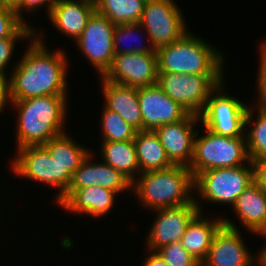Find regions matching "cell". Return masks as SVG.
Listing matches in <instances>:
<instances>
[{
  "label": "cell",
  "instance_id": "obj_10",
  "mask_svg": "<svg viewBox=\"0 0 266 266\" xmlns=\"http://www.w3.org/2000/svg\"><path fill=\"white\" fill-rule=\"evenodd\" d=\"M139 23L155 49L172 44L188 32L183 14L174 0H146Z\"/></svg>",
  "mask_w": 266,
  "mask_h": 266
},
{
  "label": "cell",
  "instance_id": "obj_29",
  "mask_svg": "<svg viewBox=\"0 0 266 266\" xmlns=\"http://www.w3.org/2000/svg\"><path fill=\"white\" fill-rule=\"evenodd\" d=\"M35 27L24 24L11 6L0 5V39L25 38L31 39L36 32Z\"/></svg>",
  "mask_w": 266,
  "mask_h": 266
},
{
  "label": "cell",
  "instance_id": "obj_30",
  "mask_svg": "<svg viewBox=\"0 0 266 266\" xmlns=\"http://www.w3.org/2000/svg\"><path fill=\"white\" fill-rule=\"evenodd\" d=\"M93 154L90 152L72 175L71 184L66 193L55 202L59 206L77 189L91 186H99L98 162L93 163Z\"/></svg>",
  "mask_w": 266,
  "mask_h": 266
},
{
  "label": "cell",
  "instance_id": "obj_17",
  "mask_svg": "<svg viewBox=\"0 0 266 266\" xmlns=\"http://www.w3.org/2000/svg\"><path fill=\"white\" fill-rule=\"evenodd\" d=\"M104 107L118 113L137 131L142 130V113L139 106L138 88L105 80L100 76Z\"/></svg>",
  "mask_w": 266,
  "mask_h": 266
},
{
  "label": "cell",
  "instance_id": "obj_34",
  "mask_svg": "<svg viewBox=\"0 0 266 266\" xmlns=\"http://www.w3.org/2000/svg\"><path fill=\"white\" fill-rule=\"evenodd\" d=\"M260 65L257 75V93L259 95L256 107L266 110V50L260 45Z\"/></svg>",
  "mask_w": 266,
  "mask_h": 266
},
{
  "label": "cell",
  "instance_id": "obj_22",
  "mask_svg": "<svg viewBox=\"0 0 266 266\" xmlns=\"http://www.w3.org/2000/svg\"><path fill=\"white\" fill-rule=\"evenodd\" d=\"M140 173L167 169L174 164L169 160L155 131H137L134 138Z\"/></svg>",
  "mask_w": 266,
  "mask_h": 266
},
{
  "label": "cell",
  "instance_id": "obj_3",
  "mask_svg": "<svg viewBox=\"0 0 266 266\" xmlns=\"http://www.w3.org/2000/svg\"><path fill=\"white\" fill-rule=\"evenodd\" d=\"M193 191L194 178L190 169L183 165L140 173L133 185L138 201L149 210L190 203L194 199Z\"/></svg>",
  "mask_w": 266,
  "mask_h": 266
},
{
  "label": "cell",
  "instance_id": "obj_39",
  "mask_svg": "<svg viewBox=\"0 0 266 266\" xmlns=\"http://www.w3.org/2000/svg\"><path fill=\"white\" fill-rule=\"evenodd\" d=\"M259 252V253H258ZM257 252V266H266V244Z\"/></svg>",
  "mask_w": 266,
  "mask_h": 266
},
{
  "label": "cell",
  "instance_id": "obj_1",
  "mask_svg": "<svg viewBox=\"0 0 266 266\" xmlns=\"http://www.w3.org/2000/svg\"><path fill=\"white\" fill-rule=\"evenodd\" d=\"M38 32L30 39L27 50L8 77L9 101L67 96V55L63 49L53 52L48 49Z\"/></svg>",
  "mask_w": 266,
  "mask_h": 266
},
{
  "label": "cell",
  "instance_id": "obj_7",
  "mask_svg": "<svg viewBox=\"0 0 266 266\" xmlns=\"http://www.w3.org/2000/svg\"><path fill=\"white\" fill-rule=\"evenodd\" d=\"M17 151L10 165L13 174L58 188L57 202L68 190L72 175L53 160L42 145L26 146Z\"/></svg>",
  "mask_w": 266,
  "mask_h": 266
},
{
  "label": "cell",
  "instance_id": "obj_25",
  "mask_svg": "<svg viewBox=\"0 0 266 266\" xmlns=\"http://www.w3.org/2000/svg\"><path fill=\"white\" fill-rule=\"evenodd\" d=\"M146 0H99L96 12L114 25L139 23Z\"/></svg>",
  "mask_w": 266,
  "mask_h": 266
},
{
  "label": "cell",
  "instance_id": "obj_19",
  "mask_svg": "<svg viewBox=\"0 0 266 266\" xmlns=\"http://www.w3.org/2000/svg\"><path fill=\"white\" fill-rule=\"evenodd\" d=\"M232 207L247 231L258 236L266 232V195L255 182L236 198Z\"/></svg>",
  "mask_w": 266,
  "mask_h": 266
},
{
  "label": "cell",
  "instance_id": "obj_4",
  "mask_svg": "<svg viewBox=\"0 0 266 266\" xmlns=\"http://www.w3.org/2000/svg\"><path fill=\"white\" fill-rule=\"evenodd\" d=\"M156 55L158 73L224 75L221 52L189 31L172 44L156 49Z\"/></svg>",
  "mask_w": 266,
  "mask_h": 266
},
{
  "label": "cell",
  "instance_id": "obj_24",
  "mask_svg": "<svg viewBox=\"0 0 266 266\" xmlns=\"http://www.w3.org/2000/svg\"><path fill=\"white\" fill-rule=\"evenodd\" d=\"M66 132L50 139L42 146L49 152L53 160L71 175L79 168L82 161L90 153L85 146L79 145Z\"/></svg>",
  "mask_w": 266,
  "mask_h": 266
},
{
  "label": "cell",
  "instance_id": "obj_42",
  "mask_svg": "<svg viewBox=\"0 0 266 266\" xmlns=\"http://www.w3.org/2000/svg\"><path fill=\"white\" fill-rule=\"evenodd\" d=\"M261 46L266 50V42L264 41V43L261 44Z\"/></svg>",
  "mask_w": 266,
  "mask_h": 266
},
{
  "label": "cell",
  "instance_id": "obj_40",
  "mask_svg": "<svg viewBox=\"0 0 266 266\" xmlns=\"http://www.w3.org/2000/svg\"><path fill=\"white\" fill-rule=\"evenodd\" d=\"M75 1H77V0H75ZM78 1L79 2H84L86 4H89V5H92V6L95 7L99 0H78Z\"/></svg>",
  "mask_w": 266,
  "mask_h": 266
},
{
  "label": "cell",
  "instance_id": "obj_31",
  "mask_svg": "<svg viewBox=\"0 0 266 266\" xmlns=\"http://www.w3.org/2000/svg\"><path fill=\"white\" fill-rule=\"evenodd\" d=\"M98 183L99 187L113 190L118 194L129 189L133 191L134 185V181L130 177L103 161L98 163Z\"/></svg>",
  "mask_w": 266,
  "mask_h": 266
},
{
  "label": "cell",
  "instance_id": "obj_41",
  "mask_svg": "<svg viewBox=\"0 0 266 266\" xmlns=\"http://www.w3.org/2000/svg\"><path fill=\"white\" fill-rule=\"evenodd\" d=\"M19 0H3V5L13 7Z\"/></svg>",
  "mask_w": 266,
  "mask_h": 266
},
{
  "label": "cell",
  "instance_id": "obj_5",
  "mask_svg": "<svg viewBox=\"0 0 266 266\" xmlns=\"http://www.w3.org/2000/svg\"><path fill=\"white\" fill-rule=\"evenodd\" d=\"M204 130L201 136L197 131L194 139V155L188 167L193 178L207 170L237 167L250 162L246 137H225L205 127Z\"/></svg>",
  "mask_w": 266,
  "mask_h": 266
},
{
  "label": "cell",
  "instance_id": "obj_16",
  "mask_svg": "<svg viewBox=\"0 0 266 266\" xmlns=\"http://www.w3.org/2000/svg\"><path fill=\"white\" fill-rule=\"evenodd\" d=\"M200 123L198 115L189 114L180 121L163 124L157 133L169 160L174 165L189 167L194 155V139L197 131L193 128Z\"/></svg>",
  "mask_w": 266,
  "mask_h": 266
},
{
  "label": "cell",
  "instance_id": "obj_28",
  "mask_svg": "<svg viewBox=\"0 0 266 266\" xmlns=\"http://www.w3.org/2000/svg\"><path fill=\"white\" fill-rule=\"evenodd\" d=\"M145 33L144 27L140 23H129V24H121L116 25L114 29V50L115 54H128V53H156L155 47L152 45V43L149 41L148 45L140 44V45H127L123 48L121 45H123V41H129L128 39L133 38V36L138 39V33ZM137 33V34H136ZM137 35V36H135ZM126 41V42H127ZM133 41V40H132ZM123 42V43H121ZM125 44V43H124ZM145 45V46H144Z\"/></svg>",
  "mask_w": 266,
  "mask_h": 266
},
{
  "label": "cell",
  "instance_id": "obj_6",
  "mask_svg": "<svg viewBox=\"0 0 266 266\" xmlns=\"http://www.w3.org/2000/svg\"><path fill=\"white\" fill-rule=\"evenodd\" d=\"M254 182V168L246 165L217 168L199 173L194 178V189L199 198L212 203L233 205L236 198Z\"/></svg>",
  "mask_w": 266,
  "mask_h": 266
},
{
  "label": "cell",
  "instance_id": "obj_38",
  "mask_svg": "<svg viewBox=\"0 0 266 266\" xmlns=\"http://www.w3.org/2000/svg\"><path fill=\"white\" fill-rule=\"evenodd\" d=\"M149 256L147 255L142 266H169L158 254L157 252L149 251Z\"/></svg>",
  "mask_w": 266,
  "mask_h": 266
},
{
  "label": "cell",
  "instance_id": "obj_23",
  "mask_svg": "<svg viewBox=\"0 0 266 266\" xmlns=\"http://www.w3.org/2000/svg\"><path fill=\"white\" fill-rule=\"evenodd\" d=\"M102 161L115 170L126 174L133 181L140 175L136 148L133 140L130 141H101ZM138 173V174H137Z\"/></svg>",
  "mask_w": 266,
  "mask_h": 266
},
{
  "label": "cell",
  "instance_id": "obj_13",
  "mask_svg": "<svg viewBox=\"0 0 266 266\" xmlns=\"http://www.w3.org/2000/svg\"><path fill=\"white\" fill-rule=\"evenodd\" d=\"M222 220L223 225L216 232L201 266H253L257 263V255L246 247L234 222L223 217Z\"/></svg>",
  "mask_w": 266,
  "mask_h": 266
},
{
  "label": "cell",
  "instance_id": "obj_8",
  "mask_svg": "<svg viewBox=\"0 0 266 266\" xmlns=\"http://www.w3.org/2000/svg\"><path fill=\"white\" fill-rule=\"evenodd\" d=\"M223 78V75L158 73L156 85L189 114L199 116L210 93L224 82Z\"/></svg>",
  "mask_w": 266,
  "mask_h": 266
},
{
  "label": "cell",
  "instance_id": "obj_32",
  "mask_svg": "<svg viewBox=\"0 0 266 266\" xmlns=\"http://www.w3.org/2000/svg\"><path fill=\"white\" fill-rule=\"evenodd\" d=\"M156 252L169 266H201V263L184 249L180 241L163 246Z\"/></svg>",
  "mask_w": 266,
  "mask_h": 266
},
{
  "label": "cell",
  "instance_id": "obj_35",
  "mask_svg": "<svg viewBox=\"0 0 266 266\" xmlns=\"http://www.w3.org/2000/svg\"><path fill=\"white\" fill-rule=\"evenodd\" d=\"M24 38H2L0 39V74L7 77L6 67L11 61L15 43Z\"/></svg>",
  "mask_w": 266,
  "mask_h": 266
},
{
  "label": "cell",
  "instance_id": "obj_26",
  "mask_svg": "<svg viewBox=\"0 0 266 266\" xmlns=\"http://www.w3.org/2000/svg\"><path fill=\"white\" fill-rule=\"evenodd\" d=\"M256 110H258L255 116L257 120H255L253 115ZM256 110L253 106L252 109L249 107L245 119V128L248 129L250 124L252 126L245 132L247 150L251 162L266 159V110L259 107Z\"/></svg>",
  "mask_w": 266,
  "mask_h": 266
},
{
  "label": "cell",
  "instance_id": "obj_9",
  "mask_svg": "<svg viewBox=\"0 0 266 266\" xmlns=\"http://www.w3.org/2000/svg\"><path fill=\"white\" fill-rule=\"evenodd\" d=\"M224 84L218 85L210 93L206 106L199 115L200 123L206 129L221 136H245L247 130L245 119L249 107L239 99L226 94L223 91Z\"/></svg>",
  "mask_w": 266,
  "mask_h": 266
},
{
  "label": "cell",
  "instance_id": "obj_27",
  "mask_svg": "<svg viewBox=\"0 0 266 266\" xmlns=\"http://www.w3.org/2000/svg\"><path fill=\"white\" fill-rule=\"evenodd\" d=\"M101 130L103 141L134 140L137 130L129 125L118 113L102 107Z\"/></svg>",
  "mask_w": 266,
  "mask_h": 266
},
{
  "label": "cell",
  "instance_id": "obj_20",
  "mask_svg": "<svg viewBox=\"0 0 266 266\" xmlns=\"http://www.w3.org/2000/svg\"><path fill=\"white\" fill-rule=\"evenodd\" d=\"M95 7L75 0H57L49 15L56 29L76 41L84 31Z\"/></svg>",
  "mask_w": 266,
  "mask_h": 266
},
{
  "label": "cell",
  "instance_id": "obj_12",
  "mask_svg": "<svg viewBox=\"0 0 266 266\" xmlns=\"http://www.w3.org/2000/svg\"><path fill=\"white\" fill-rule=\"evenodd\" d=\"M200 201L194 198L190 203L172 208L153 210L157 212L156 219L151 225L146 237V251L156 252L163 246L181 241L182 235L191 220L202 212Z\"/></svg>",
  "mask_w": 266,
  "mask_h": 266
},
{
  "label": "cell",
  "instance_id": "obj_18",
  "mask_svg": "<svg viewBox=\"0 0 266 266\" xmlns=\"http://www.w3.org/2000/svg\"><path fill=\"white\" fill-rule=\"evenodd\" d=\"M117 192L97 186L75 190L61 205L70 213L85 214L91 217H103L114 207Z\"/></svg>",
  "mask_w": 266,
  "mask_h": 266
},
{
  "label": "cell",
  "instance_id": "obj_43",
  "mask_svg": "<svg viewBox=\"0 0 266 266\" xmlns=\"http://www.w3.org/2000/svg\"><path fill=\"white\" fill-rule=\"evenodd\" d=\"M259 236H264L266 238V232L264 234L259 235Z\"/></svg>",
  "mask_w": 266,
  "mask_h": 266
},
{
  "label": "cell",
  "instance_id": "obj_36",
  "mask_svg": "<svg viewBox=\"0 0 266 266\" xmlns=\"http://www.w3.org/2000/svg\"><path fill=\"white\" fill-rule=\"evenodd\" d=\"M252 163L254 168V182L266 195V159H262L260 161H255Z\"/></svg>",
  "mask_w": 266,
  "mask_h": 266
},
{
  "label": "cell",
  "instance_id": "obj_15",
  "mask_svg": "<svg viewBox=\"0 0 266 266\" xmlns=\"http://www.w3.org/2000/svg\"><path fill=\"white\" fill-rule=\"evenodd\" d=\"M138 99L142 113V130L155 131L163 124L180 121L189 115L186 109L157 85L138 88Z\"/></svg>",
  "mask_w": 266,
  "mask_h": 266
},
{
  "label": "cell",
  "instance_id": "obj_21",
  "mask_svg": "<svg viewBox=\"0 0 266 266\" xmlns=\"http://www.w3.org/2000/svg\"><path fill=\"white\" fill-rule=\"evenodd\" d=\"M202 214L199 212L191 220L180 241L184 249L200 263L205 260L216 232L223 225L222 218L209 220Z\"/></svg>",
  "mask_w": 266,
  "mask_h": 266
},
{
  "label": "cell",
  "instance_id": "obj_2",
  "mask_svg": "<svg viewBox=\"0 0 266 266\" xmlns=\"http://www.w3.org/2000/svg\"><path fill=\"white\" fill-rule=\"evenodd\" d=\"M67 96L47 95L10 101L17 114V148L39 146L65 133ZM64 129V130H63Z\"/></svg>",
  "mask_w": 266,
  "mask_h": 266
},
{
  "label": "cell",
  "instance_id": "obj_14",
  "mask_svg": "<svg viewBox=\"0 0 266 266\" xmlns=\"http://www.w3.org/2000/svg\"><path fill=\"white\" fill-rule=\"evenodd\" d=\"M105 80L140 88L156 85L158 65L156 53L115 54Z\"/></svg>",
  "mask_w": 266,
  "mask_h": 266
},
{
  "label": "cell",
  "instance_id": "obj_33",
  "mask_svg": "<svg viewBox=\"0 0 266 266\" xmlns=\"http://www.w3.org/2000/svg\"><path fill=\"white\" fill-rule=\"evenodd\" d=\"M57 0H19L12 8L16 12L18 18L24 23L27 24L24 20V16L22 15V11H27L28 13L41 8L42 6H46V12L48 13V17L52 11L53 6ZM47 4V5H46Z\"/></svg>",
  "mask_w": 266,
  "mask_h": 266
},
{
  "label": "cell",
  "instance_id": "obj_37",
  "mask_svg": "<svg viewBox=\"0 0 266 266\" xmlns=\"http://www.w3.org/2000/svg\"><path fill=\"white\" fill-rule=\"evenodd\" d=\"M7 103H10L8 77L0 74V114L4 112Z\"/></svg>",
  "mask_w": 266,
  "mask_h": 266
},
{
  "label": "cell",
  "instance_id": "obj_11",
  "mask_svg": "<svg viewBox=\"0 0 266 266\" xmlns=\"http://www.w3.org/2000/svg\"><path fill=\"white\" fill-rule=\"evenodd\" d=\"M114 25L107 17L94 12L87 25L75 41L82 54L91 65L103 76L111 67L115 55Z\"/></svg>",
  "mask_w": 266,
  "mask_h": 266
}]
</instances>
